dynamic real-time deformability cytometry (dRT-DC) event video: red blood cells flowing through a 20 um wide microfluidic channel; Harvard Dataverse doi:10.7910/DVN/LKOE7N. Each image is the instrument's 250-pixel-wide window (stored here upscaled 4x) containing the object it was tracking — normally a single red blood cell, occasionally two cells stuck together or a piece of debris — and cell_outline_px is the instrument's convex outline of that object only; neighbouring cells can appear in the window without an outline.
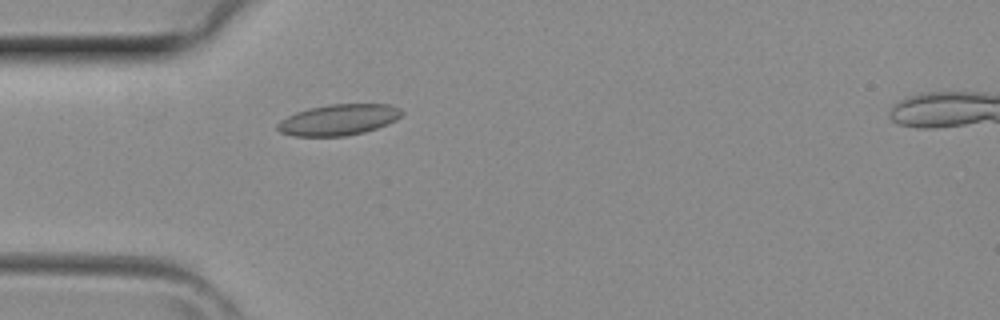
{"species": "common noctule bat (a hibernating species)", "species_latin": "Nyctalus noctula", "temperature_condition": "room temperature", "stored_images_in_passage": 2, "camera_frame_rate_fps": 3000, "um_per_image_px": 0.085, "animal": {"sex": "female", "body_mass_g": 29.2, "forearm_length_mm": 56.3}, "frame": {"image": 1, "passage_image": 2, "time_ms": 0.333, "image_size_px": [1000, 320], "cell_outline_px": [[404, 112], [396, 120], [388, 124], [364, 132], [344, 136], [292, 136], [280, 132], [276, 128], [276, 124], [280, 120], [296, 112], [308, 108], [328, 104], [388, 104], [400, 108]], "centroid_in_image_um": [28.76, 10.18], "position_along_channel_um": 56.2, "area_um2": 22.54}}